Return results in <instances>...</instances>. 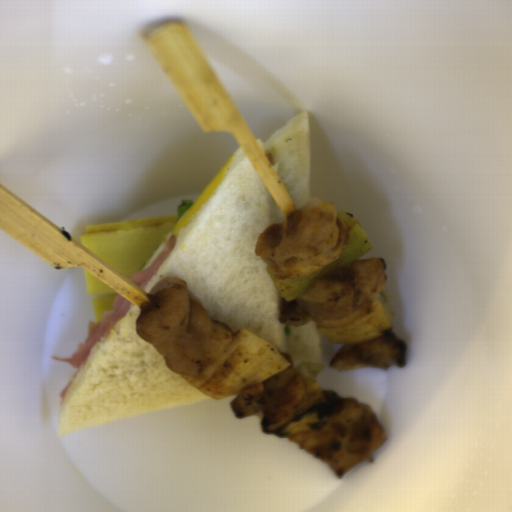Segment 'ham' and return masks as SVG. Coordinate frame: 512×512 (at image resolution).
Here are the masks:
<instances>
[{"label":"ham","mask_w":512,"mask_h":512,"mask_svg":"<svg viewBox=\"0 0 512 512\" xmlns=\"http://www.w3.org/2000/svg\"><path fill=\"white\" fill-rule=\"evenodd\" d=\"M177 239V234L172 233L168 241L164 244L159 255L153 260V262L148 267L140 269L132 274L129 279L140 289L145 290L150 281L169 258L177 242Z\"/></svg>","instance_id":"2"},{"label":"ham","mask_w":512,"mask_h":512,"mask_svg":"<svg viewBox=\"0 0 512 512\" xmlns=\"http://www.w3.org/2000/svg\"><path fill=\"white\" fill-rule=\"evenodd\" d=\"M132 305L133 302L119 294L110 309L104 312L101 321L94 322L91 319L88 321L84 339L78 343L71 358H61L52 354L51 359L54 361L68 362L71 367L78 368L59 395L61 404L68 398L73 383L83 370L95 347L107 339L112 327L126 317Z\"/></svg>","instance_id":"1"}]
</instances>
